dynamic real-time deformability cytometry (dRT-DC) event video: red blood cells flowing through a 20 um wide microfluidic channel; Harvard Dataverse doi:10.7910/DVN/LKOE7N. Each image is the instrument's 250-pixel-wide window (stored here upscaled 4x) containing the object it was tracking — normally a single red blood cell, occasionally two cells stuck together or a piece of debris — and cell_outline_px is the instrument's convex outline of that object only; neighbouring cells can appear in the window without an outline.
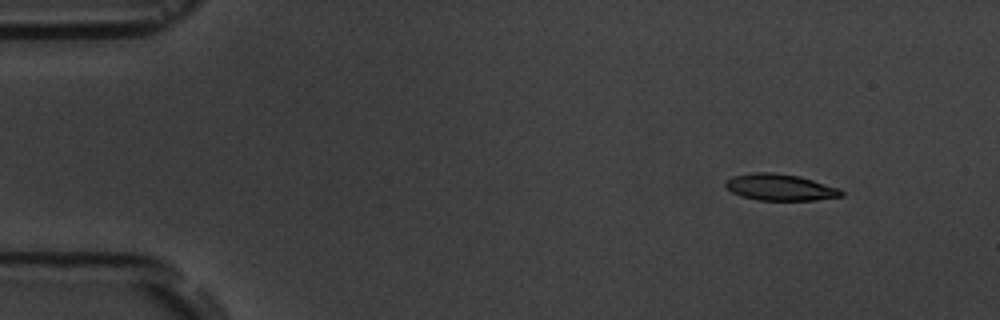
{"species": "common noctule bat (a hibernating species)", "species_latin": "Nyctalus noctula", "temperature_condition": "room temperature", "stored_images_in_passage": 4, "camera_frame_rate_fps": 3000, "um_per_image_px": 0.085, "animal": {"sex": "male", "body_mass_g": 19.5, "forearm_length_mm": 54.6}, "frame": {"image": 1, "passage_image": 1, "time_ms": 0.0, "image_size_px": [1000, 320], "cell_outline_px": [[844, 196], [816, 200], [756, 200], [740, 196], [732, 192], [724, 184], [724, 180], [732, 176], [752, 172], [772, 172], [800, 176], [840, 188], [844, 192]], "centroid_in_image_um": [66.31, 15.91], "position_along_channel_um": 18.7, "area_um2": 18.15}}
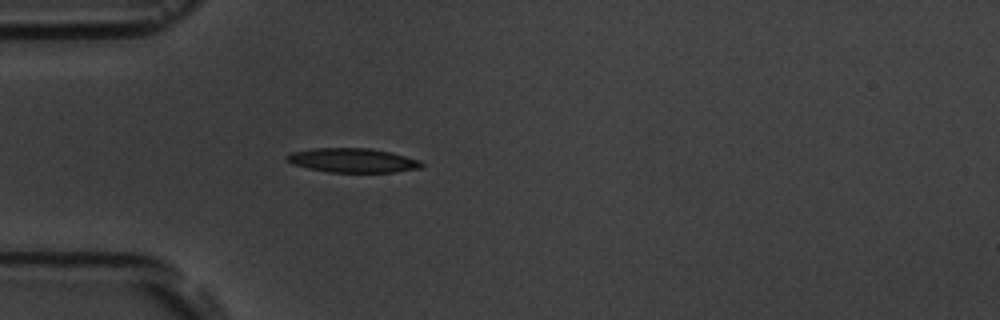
{"frame": {"image": 2, "passage_image": 4, "time_ms": 3.333, "image_size_px": [1000, 320], "cell_outline_px": [[424, 164], [420, 168], [396, 172], [328, 172], [308, 168], [292, 164], [284, 160], [284, 156], [292, 152], [316, 148], [372, 148], [420, 160]], "centroid_in_image_um": [29.94, 13.63], "position_along_channel_um": 55.1, "area_um2": 19.02}}